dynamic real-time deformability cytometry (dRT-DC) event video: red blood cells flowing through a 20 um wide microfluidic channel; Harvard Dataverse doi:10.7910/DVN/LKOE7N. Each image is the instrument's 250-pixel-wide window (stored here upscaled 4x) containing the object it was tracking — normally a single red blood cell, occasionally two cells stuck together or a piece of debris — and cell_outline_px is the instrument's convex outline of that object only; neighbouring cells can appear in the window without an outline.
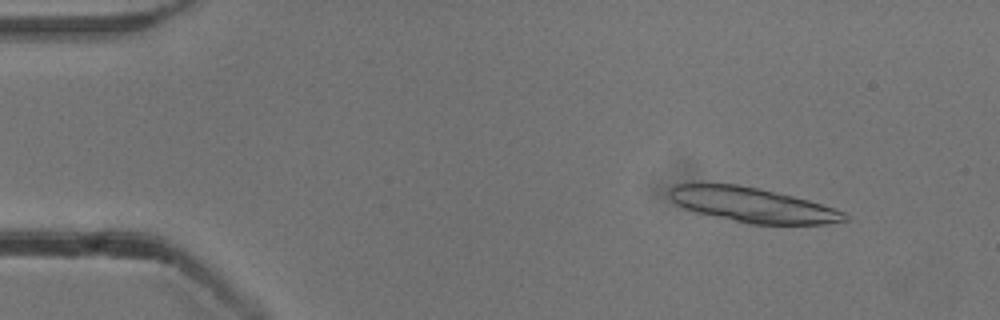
{"species": "common noctule bat (a hibernating species)", "species_latin": "Nyctalus noctula", "temperature_condition": "cold", "stored_images_in_passage": 53, "camera_frame_rate_fps": 3000, "um_per_image_px": 0.085, "animal": {"sex": "male", "body_mass_g": 13.3}, "frame": {"image": 1, "passage_image": 6, "time_ms": 1.667, "image_size_px": [1000, 320], "cell_outline_px": [[852, 220], [824, 224], [748, 224], [696, 212], [684, 208], [676, 204], [668, 196], [668, 188], [676, 184], [692, 180], [700, 180], [736, 184], [756, 188], [792, 196], [808, 200], [844, 212]], "centroid_in_image_um": [63.82, 17.38], "position_along_channel_um": 21.2, "area_um2": 36.18}}
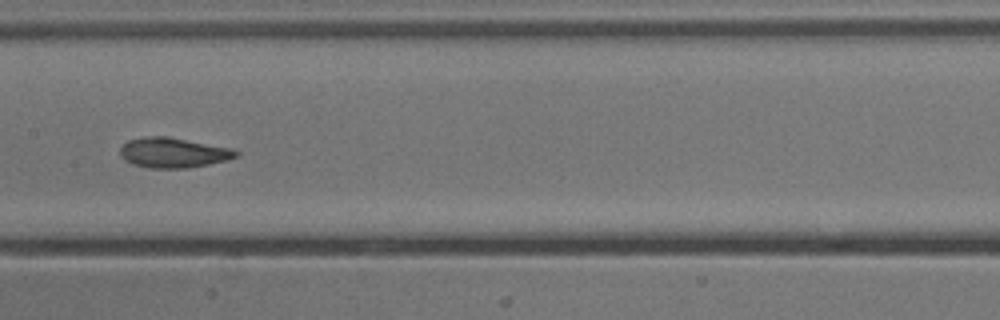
{"frame": {"image": 2, "passage_image": 27, "time_ms": 8.667, "image_size_px": [1000, 320], "cell_outline_px": [[240, 152], [236, 156], [228, 160], [188, 168], [148, 168], [132, 164], [124, 160], [120, 156], [120, 148], [128, 140], [144, 136], [168, 136], [232, 148]], "centroid_in_image_um": [14.71, 12.97], "position_along_channel_um": 192.7, "area_um2": 20.46}}
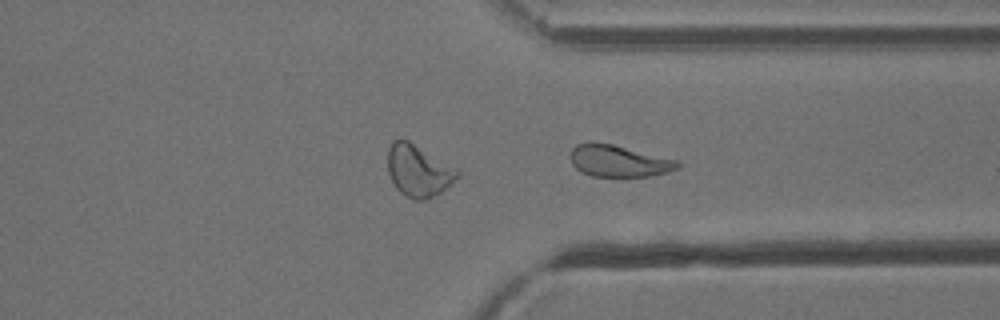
{"frame": {"image": 3, "passage_image": 40, "time_ms": 13.0, "image_size_px": [1000, 320], "cell_outline_px": [[680, 168], [668, 172], [648, 176], [592, 176], [580, 172], [572, 164], [572, 148], [576, 144], [588, 140], [592, 140], [612, 144], [680, 160]], "centroid_in_image_um": [52.6, 13.66], "position_along_channel_um": 358.8, "area_um2": 20.11}, "authors_computed_cell_mechanics": {"area_um2": 21.4438, "velocity_mm_per_s": 3.8542, "shape_relaxation_time_tau1_ms": 6.4451, "shape_relaxation_time_tau2_ms": 2.5676, "deformation_change_tau1": 0.167, "deformation_change_tau2": 0.0919}}